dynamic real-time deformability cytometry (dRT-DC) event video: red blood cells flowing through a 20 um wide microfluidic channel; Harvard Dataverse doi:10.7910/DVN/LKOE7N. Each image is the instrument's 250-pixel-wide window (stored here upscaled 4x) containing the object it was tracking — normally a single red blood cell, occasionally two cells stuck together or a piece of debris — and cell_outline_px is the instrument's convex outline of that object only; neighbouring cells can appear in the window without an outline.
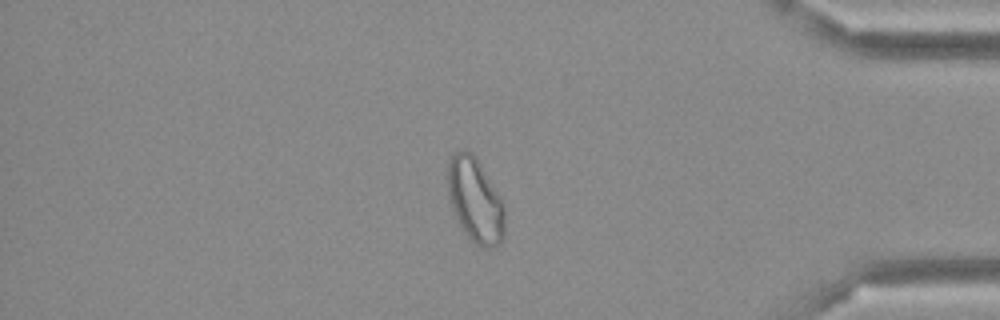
{"species": "Egyptian fruit bat (a non-hibernating species)", "species_latin": "Rousettus aegyptiacus", "temperature_condition": "cold", "stored_images_in_passage": 48, "camera_frame_rate_fps": 3000, "um_per_image_px": 0.085, "frame": {"image": 1, "passage_image": 41, "time_ms": 13.333, "image_size_px": [1000, 320], "cell_outline_px": [[504, 236], [500, 244], [496, 248], [484, 248], [476, 244], [468, 236], [460, 224], [452, 208], [448, 192], [448, 164], [452, 156], [456, 152], [464, 148], [472, 152], [500, 196], [504, 204]], "centroid_in_image_um": [40.41, 17.04], "position_along_channel_um": 394.8, "area_um2": 27.8}}